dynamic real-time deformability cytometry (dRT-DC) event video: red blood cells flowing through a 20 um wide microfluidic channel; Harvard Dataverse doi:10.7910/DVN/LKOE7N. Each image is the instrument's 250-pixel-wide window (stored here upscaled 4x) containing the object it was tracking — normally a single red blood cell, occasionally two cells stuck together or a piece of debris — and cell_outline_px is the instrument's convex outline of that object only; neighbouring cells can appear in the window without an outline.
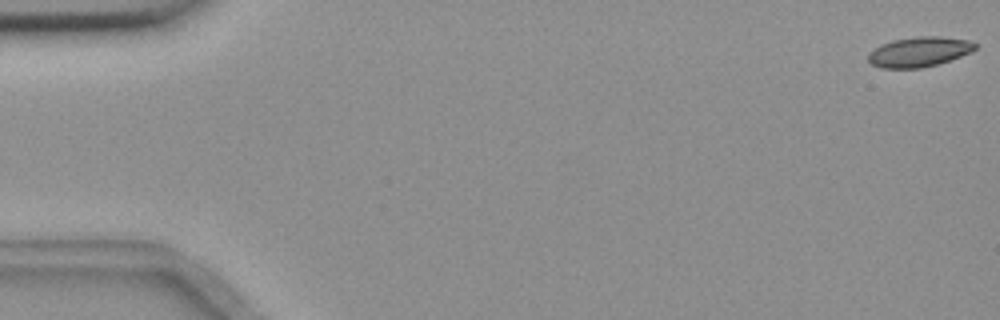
{"species": "common noctule bat (a hibernating species)", "species_latin": "Nyctalus noctula", "temperature_condition": "room temperature", "stored_images_in_passage": 8, "camera_frame_rate_fps": 3000, "um_per_image_px": 0.085, "animal": {"sex": "female", "body_mass_g": 18.4}, "frame": {"image": 1, "passage_image": 1, "time_ms": 0.0, "image_size_px": [1000, 320], "cell_outline_px": [[976, 48], [972, 52], [936, 64], [920, 68], [880, 68], [872, 64], [868, 60], [868, 52], [892, 40], [920, 36], [940, 36], [968, 40], [976, 44]], "centroid_in_image_um": [78.12, 4.4], "position_along_channel_um": 6.9, "area_um2": 18.44}}